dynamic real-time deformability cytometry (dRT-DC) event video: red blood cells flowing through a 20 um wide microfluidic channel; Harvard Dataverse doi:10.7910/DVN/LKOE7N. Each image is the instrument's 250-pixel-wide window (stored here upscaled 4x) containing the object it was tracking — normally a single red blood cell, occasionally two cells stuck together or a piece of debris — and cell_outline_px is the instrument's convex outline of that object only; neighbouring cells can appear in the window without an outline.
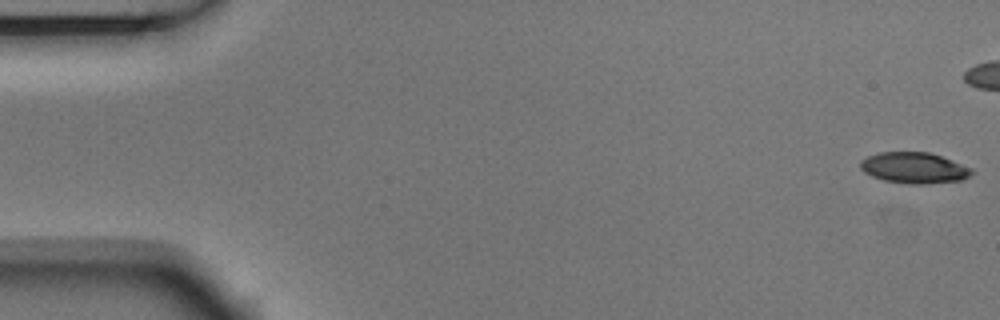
{"species": "Egyptian fruit bat (a non-hibernating species)", "species_latin": "Rousettus aegyptiacus", "temperature_condition": "room temperature", "stored_images_in_passage": 4, "camera_frame_rate_fps": 3000, "um_per_image_px": 0.085, "animal": {"sex": "male"}, "frame": {"image": 1, "passage_image": 1, "time_ms": 0.0, "image_size_px": [1000, 320], "cell_outline_px": [[976, 172], [960, 180], [924, 184], [908, 184], [884, 180], [872, 176], [864, 172], [860, 168], [860, 160], [868, 156], [880, 152], [928, 152], [952, 160], [972, 168]], "centroid_in_image_um": [77.69, 14.27], "position_along_channel_um": 7.3, "area_um2": 20.06}}